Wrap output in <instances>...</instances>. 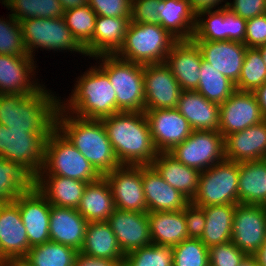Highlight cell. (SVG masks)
Listing matches in <instances>:
<instances>
[{"mask_svg":"<svg viewBox=\"0 0 266 266\" xmlns=\"http://www.w3.org/2000/svg\"><path fill=\"white\" fill-rule=\"evenodd\" d=\"M120 165H151L157 157L145 112H119L101 119Z\"/></svg>","mask_w":266,"mask_h":266,"instance_id":"cell-1","label":"cell"},{"mask_svg":"<svg viewBox=\"0 0 266 266\" xmlns=\"http://www.w3.org/2000/svg\"><path fill=\"white\" fill-rule=\"evenodd\" d=\"M46 87L29 95L0 94V124L29 133H51L60 96Z\"/></svg>","mask_w":266,"mask_h":266,"instance_id":"cell-2","label":"cell"},{"mask_svg":"<svg viewBox=\"0 0 266 266\" xmlns=\"http://www.w3.org/2000/svg\"><path fill=\"white\" fill-rule=\"evenodd\" d=\"M56 128L101 176L120 166L102 120L79 118L59 107Z\"/></svg>","mask_w":266,"mask_h":266,"instance_id":"cell-3","label":"cell"},{"mask_svg":"<svg viewBox=\"0 0 266 266\" xmlns=\"http://www.w3.org/2000/svg\"><path fill=\"white\" fill-rule=\"evenodd\" d=\"M76 79L68 98L61 100L60 97L59 105L64 112L96 120L118 113L115 90L97 65H91Z\"/></svg>","mask_w":266,"mask_h":266,"instance_id":"cell-4","label":"cell"},{"mask_svg":"<svg viewBox=\"0 0 266 266\" xmlns=\"http://www.w3.org/2000/svg\"><path fill=\"white\" fill-rule=\"evenodd\" d=\"M178 41L160 24L130 22L118 58L141 65L165 63Z\"/></svg>","mask_w":266,"mask_h":266,"instance_id":"cell-5","label":"cell"},{"mask_svg":"<svg viewBox=\"0 0 266 266\" xmlns=\"http://www.w3.org/2000/svg\"><path fill=\"white\" fill-rule=\"evenodd\" d=\"M98 67L108 76L116 93L119 112H144L143 65L118 58L116 55H99Z\"/></svg>","mask_w":266,"mask_h":266,"instance_id":"cell-6","label":"cell"},{"mask_svg":"<svg viewBox=\"0 0 266 266\" xmlns=\"http://www.w3.org/2000/svg\"><path fill=\"white\" fill-rule=\"evenodd\" d=\"M38 175H58L86 183L101 177L57 128L46 138L43 169Z\"/></svg>","mask_w":266,"mask_h":266,"instance_id":"cell-7","label":"cell"},{"mask_svg":"<svg viewBox=\"0 0 266 266\" xmlns=\"http://www.w3.org/2000/svg\"><path fill=\"white\" fill-rule=\"evenodd\" d=\"M22 39L28 54L35 58L36 51H61L87 56L84 48L72 35L64 18H31L19 21ZM37 48V49H36ZM36 49V50H35Z\"/></svg>","mask_w":266,"mask_h":266,"instance_id":"cell-8","label":"cell"},{"mask_svg":"<svg viewBox=\"0 0 266 266\" xmlns=\"http://www.w3.org/2000/svg\"><path fill=\"white\" fill-rule=\"evenodd\" d=\"M239 163L224 160L200 173L192 203L200 206L239 204Z\"/></svg>","mask_w":266,"mask_h":266,"instance_id":"cell-9","label":"cell"},{"mask_svg":"<svg viewBox=\"0 0 266 266\" xmlns=\"http://www.w3.org/2000/svg\"><path fill=\"white\" fill-rule=\"evenodd\" d=\"M50 133H29L0 124V157L18 163L33 178L43 169L46 138Z\"/></svg>","mask_w":266,"mask_h":266,"instance_id":"cell-10","label":"cell"},{"mask_svg":"<svg viewBox=\"0 0 266 266\" xmlns=\"http://www.w3.org/2000/svg\"><path fill=\"white\" fill-rule=\"evenodd\" d=\"M168 153L182 164L202 172L225 160L224 137L214 130H193Z\"/></svg>","mask_w":266,"mask_h":266,"instance_id":"cell-11","label":"cell"},{"mask_svg":"<svg viewBox=\"0 0 266 266\" xmlns=\"http://www.w3.org/2000/svg\"><path fill=\"white\" fill-rule=\"evenodd\" d=\"M266 238V206L237 204L231 241L246 255H254Z\"/></svg>","mask_w":266,"mask_h":266,"instance_id":"cell-12","label":"cell"},{"mask_svg":"<svg viewBox=\"0 0 266 266\" xmlns=\"http://www.w3.org/2000/svg\"><path fill=\"white\" fill-rule=\"evenodd\" d=\"M36 63L30 55L0 54V94L29 95L38 92L45 83L36 78L38 74L35 73L39 72Z\"/></svg>","mask_w":266,"mask_h":266,"instance_id":"cell-13","label":"cell"},{"mask_svg":"<svg viewBox=\"0 0 266 266\" xmlns=\"http://www.w3.org/2000/svg\"><path fill=\"white\" fill-rule=\"evenodd\" d=\"M153 144L158 152H169L193 132L187 119L176 109H145Z\"/></svg>","mask_w":266,"mask_h":266,"instance_id":"cell-14","label":"cell"},{"mask_svg":"<svg viewBox=\"0 0 266 266\" xmlns=\"http://www.w3.org/2000/svg\"><path fill=\"white\" fill-rule=\"evenodd\" d=\"M117 209L148 212L142 184V166L120 165L104 175Z\"/></svg>","mask_w":266,"mask_h":266,"instance_id":"cell-15","label":"cell"},{"mask_svg":"<svg viewBox=\"0 0 266 266\" xmlns=\"http://www.w3.org/2000/svg\"><path fill=\"white\" fill-rule=\"evenodd\" d=\"M13 202L19 207L29 246L33 247L49 242L51 204L46 197L33 185Z\"/></svg>","mask_w":266,"mask_h":266,"instance_id":"cell-16","label":"cell"},{"mask_svg":"<svg viewBox=\"0 0 266 266\" xmlns=\"http://www.w3.org/2000/svg\"><path fill=\"white\" fill-rule=\"evenodd\" d=\"M219 107L218 132L223 137L242 131L265 120L253 92L236 89Z\"/></svg>","mask_w":266,"mask_h":266,"instance_id":"cell-17","label":"cell"},{"mask_svg":"<svg viewBox=\"0 0 266 266\" xmlns=\"http://www.w3.org/2000/svg\"><path fill=\"white\" fill-rule=\"evenodd\" d=\"M145 109H172L182 92L165 63L143 65Z\"/></svg>","mask_w":266,"mask_h":266,"instance_id":"cell-18","label":"cell"},{"mask_svg":"<svg viewBox=\"0 0 266 266\" xmlns=\"http://www.w3.org/2000/svg\"><path fill=\"white\" fill-rule=\"evenodd\" d=\"M125 254L152 244L147 212L115 209L107 220Z\"/></svg>","mask_w":266,"mask_h":266,"instance_id":"cell-19","label":"cell"},{"mask_svg":"<svg viewBox=\"0 0 266 266\" xmlns=\"http://www.w3.org/2000/svg\"><path fill=\"white\" fill-rule=\"evenodd\" d=\"M30 248L19 207L14 202L0 204L1 256L7 262L23 259Z\"/></svg>","mask_w":266,"mask_h":266,"instance_id":"cell-20","label":"cell"},{"mask_svg":"<svg viewBox=\"0 0 266 266\" xmlns=\"http://www.w3.org/2000/svg\"><path fill=\"white\" fill-rule=\"evenodd\" d=\"M204 61L234 84L238 82L247 47L236 41H194Z\"/></svg>","mask_w":266,"mask_h":266,"instance_id":"cell-21","label":"cell"},{"mask_svg":"<svg viewBox=\"0 0 266 266\" xmlns=\"http://www.w3.org/2000/svg\"><path fill=\"white\" fill-rule=\"evenodd\" d=\"M202 54L191 40H178L169 51L165 64L180 84L182 90H196L200 79Z\"/></svg>","mask_w":266,"mask_h":266,"instance_id":"cell-22","label":"cell"},{"mask_svg":"<svg viewBox=\"0 0 266 266\" xmlns=\"http://www.w3.org/2000/svg\"><path fill=\"white\" fill-rule=\"evenodd\" d=\"M225 159L245 162L266 159V119L224 137Z\"/></svg>","mask_w":266,"mask_h":266,"instance_id":"cell-23","label":"cell"},{"mask_svg":"<svg viewBox=\"0 0 266 266\" xmlns=\"http://www.w3.org/2000/svg\"><path fill=\"white\" fill-rule=\"evenodd\" d=\"M142 184L148 212L181 211L190 202L170 186L152 165L142 166Z\"/></svg>","mask_w":266,"mask_h":266,"instance_id":"cell-24","label":"cell"},{"mask_svg":"<svg viewBox=\"0 0 266 266\" xmlns=\"http://www.w3.org/2000/svg\"><path fill=\"white\" fill-rule=\"evenodd\" d=\"M88 222L77 209L51 205L50 241L68 245L80 251Z\"/></svg>","mask_w":266,"mask_h":266,"instance_id":"cell-25","label":"cell"},{"mask_svg":"<svg viewBox=\"0 0 266 266\" xmlns=\"http://www.w3.org/2000/svg\"><path fill=\"white\" fill-rule=\"evenodd\" d=\"M176 109L187 119L193 130L218 131L219 104L208 101L196 90H182Z\"/></svg>","mask_w":266,"mask_h":266,"instance_id":"cell-26","label":"cell"},{"mask_svg":"<svg viewBox=\"0 0 266 266\" xmlns=\"http://www.w3.org/2000/svg\"><path fill=\"white\" fill-rule=\"evenodd\" d=\"M34 185L51 205L77 209L87 183L58 175H37Z\"/></svg>","mask_w":266,"mask_h":266,"instance_id":"cell-27","label":"cell"},{"mask_svg":"<svg viewBox=\"0 0 266 266\" xmlns=\"http://www.w3.org/2000/svg\"><path fill=\"white\" fill-rule=\"evenodd\" d=\"M151 165L170 186L192 201L198 191L199 170L182 164L168 152H158Z\"/></svg>","mask_w":266,"mask_h":266,"instance_id":"cell-28","label":"cell"},{"mask_svg":"<svg viewBox=\"0 0 266 266\" xmlns=\"http://www.w3.org/2000/svg\"><path fill=\"white\" fill-rule=\"evenodd\" d=\"M159 24L178 40H191L194 36L197 14L189 0H160Z\"/></svg>","mask_w":266,"mask_h":266,"instance_id":"cell-29","label":"cell"},{"mask_svg":"<svg viewBox=\"0 0 266 266\" xmlns=\"http://www.w3.org/2000/svg\"><path fill=\"white\" fill-rule=\"evenodd\" d=\"M131 17L96 16L92 35V58L115 55L122 47Z\"/></svg>","mask_w":266,"mask_h":266,"instance_id":"cell-30","label":"cell"},{"mask_svg":"<svg viewBox=\"0 0 266 266\" xmlns=\"http://www.w3.org/2000/svg\"><path fill=\"white\" fill-rule=\"evenodd\" d=\"M115 209L112 191L104 176L87 183L77 211L88 223L107 221Z\"/></svg>","mask_w":266,"mask_h":266,"instance_id":"cell-31","label":"cell"},{"mask_svg":"<svg viewBox=\"0 0 266 266\" xmlns=\"http://www.w3.org/2000/svg\"><path fill=\"white\" fill-rule=\"evenodd\" d=\"M152 244L174 247L188 239L184 209L147 212Z\"/></svg>","mask_w":266,"mask_h":266,"instance_id":"cell-32","label":"cell"},{"mask_svg":"<svg viewBox=\"0 0 266 266\" xmlns=\"http://www.w3.org/2000/svg\"><path fill=\"white\" fill-rule=\"evenodd\" d=\"M238 201L266 206V159L239 162Z\"/></svg>","mask_w":266,"mask_h":266,"instance_id":"cell-33","label":"cell"},{"mask_svg":"<svg viewBox=\"0 0 266 266\" xmlns=\"http://www.w3.org/2000/svg\"><path fill=\"white\" fill-rule=\"evenodd\" d=\"M80 252L91 257L116 260L121 265L125 257L107 221L88 223Z\"/></svg>","mask_w":266,"mask_h":266,"instance_id":"cell-34","label":"cell"},{"mask_svg":"<svg viewBox=\"0 0 266 266\" xmlns=\"http://www.w3.org/2000/svg\"><path fill=\"white\" fill-rule=\"evenodd\" d=\"M236 205L227 204L203 207L206 224L200 240L208 248L231 241Z\"/></svg>","mask_w":266,"mask_h":266,"instance_id":"cell-35","label":"cell"},{"mask_svg":"<svg viewBox=\"0 0 266 266\" xmlns=\"http://www.w3.org/2000/svg\"><path fill=\"white\" fill-rule=\"evenodd\" d=\"M34 185V178L18 163L0 157V204H8Z\"/></svg>","mask_w":266,"mask_h":266,"instance_id":"cell-36","label":"cell"},{"mask_svg":"<svg viewBox=\"0 0 266 266\" xmlns=\"http://www.w3.org/2000/svg\"><path fill=\"white\" fill-rule=\"evenodd\" d=\"M77 250L52 241L33 246L23 260L30 266H74Z\"/></svg>","mask_w":266,"mask_h":266,"instance_id":"cell-37","label":"cell"},{"mask_svg":"<svg viewBox=\"0 0 266 266\" xmlns=\"http://www.w3.org/2000/svg\"><path fill=\"white\" fill-rule=\"evenodd\" d=\"M97 14L87 4L64 12V21L72 35L84 48L89 59L92 57V35L95 31Z\"/></svg>","mask_w":266,"mask_h":266,"instance_id":"cell-38","label":"cell"},{"mask_svg":"<svg viewBox=\"0 0 266 266\" xmlns=\"http://www.w3.org/2000/svg\"><path fill=\"white\" fill-rule=\"evenodd\" d=\"M18 21L31 18H61L65 12L59 0H0Z\"/></svg>","mask_w":266,"mask_h":266,"instance_id":"cell-39","label":"cell"},{"mask_svg":"<svg viewBox=\"0 0 266 266\" xmlns=\"http://www.w3.org/2000/svg\"><path fill=\"white\" fill-rule=\"evenodd\" d=\"M236 90L235 84L202 59L200 79L196 89L208 101L224 103Z\"/></svg>","mask_w":266,"mask_h":266,"instance_id":"cell-40","label":"cell"},{"mask_svg":"<svg viewBox=\"0 0 266 266\" xmlns=\"http://www.w3.org/2000/svg\"><path fill=\"white\" fill-rule=\"evenodd\" d=\"M266 82V65L257 48H247L242 70L235 88L254 92Z\"/></svg>","mask_w":266,"mask_h":266,"instance_id":"cell-41","label":"cell"},{"mask_svg":"<svg viewBox=\"0 0 266 266\" xmlns=\"http://www.w3.org/2000/svg\"><path fill=\"white\" fill-rule=\"evenodd\" d=\"M122 266H173L171 246L150 244L125 254Z\"/></svg>","mask_w":266,"mask_h":266,"instance_id":"cell-42","label":"cell"},{"mask_svg":"<svg viewBox=\"0 0 266 266\" xmlns=\"http://www.w3.org/2000/svg\"><path fill=\"white\" fill-rule=\"evenodd\" d=\"M224 8L197 14L193 41H225Z\"/></svg>","mask_w":266,"mask_h":266,"instance_id":"cell-43","label":"cell"},{"mask_svg":"<svg viewBox=\"0 0 266 266\" xmlns=\"http://www.w3.org/2000/svg\"><path fill=\"white\" fill-rule=\"evenodd\" d=\"M173 266H210L208 247L200 240L188 238L172 247Z\"/></svg>","mask_w":266,"mask_h":266,"instance_id":"cell-44","label":"cell"},{"mask_svg":"<svg viewBox=\"0 0 266 266\" xmlns=\"http://www.w3.org/2000/svg\"><path fill=\"white\" fill-rule=\"evenodd\" d=\"M7 18H0V54L12 56L29 55L24 46L19 21L11 14Z\"/></svg>","mask_w":266,"mask_h":266,"instance_id":"cell-45","label":"cell"},{"mask_svg":"<svg viewBox=\"0 0 266 266\" xmlns=\"http://www.w3.org/2000/svg\"><path fill=\"white\" fill-rule=\"evenodd\" d=\"M210 266H239L246 254L232 241L208 248Z\"/></svg>","mask_w":266,"mask_h":266,"instance_id":"cell-46","label":"cell"},{"mask_svg":"<svg viewBox=\"0 0 266 266\" xmlns=\"http://www.w3.org/2000/svg\"><path fill=\"white\" fill-rule=\"evenodd\" d=\"M88 5L100 16L131 17L132 0H88Z\"/></svg>","mask_w":266,"mask_h":266,"instance_id":"cell-47","label":"cell"},{"mask_svg":"<svg viewBox=\"0 0 266 266\" xmlns=\"http://www.w3.org/2000/svg\"><path fill=\"white\" fill-rule=\"evenodd\" d=\"M160 0H132L131 21L135 23L159 24Z\"/></svg>","mask_w":266,"mask_h":266,"instance_id":"cell-48","label":"cell"},{"mask_svg":"<svg viewBox=\"0 0 266 266\" xmlns=\"http://www.w3.org/2000/svg\"><path fill=\"white\" fill-rule=\"evenodd\" d=\"M184 216L188 237L201 239L206 224L203 207L197 206L190 201L184 208Z\"/></svg>","mask_w":266,"mask_h":266,"instance_id":"cell-49","label":"cell"},{"mask_svg":"<svg viewBox=\"0 0 266 266\" xmlns=\"http://www.w3.org/2000/svg\"><path fill=\"white\" fill-rule=\"evenodd\" d=\"M266 44V13L247 20L244 45L257 48Z\"/></svg>","mask_w":266,"mask_h":266,"instance_id":"cell-50","label":"cell"},{"mask_svg":"<svg viewBox=\"0 0 266 266\" xmlns=\"http://www.w3.org/2000/svg\"><path fill=\"white\" fill-rule=\"evenodd\" d=\"M225 40L244 44L247 20L224 8Z\"/></svg>","mask_w":266,"mask_h":266,"instance_id":"cell-51","label":"cell"},{"mask_svg":"<svg viewBox=\"0 0 266 266\" xmlns=\"http://www.w3.org/2000/svg\"><path fill=\"white\" fill-rule=\"evenodd\" d=\"M227 8L243 19L249 20L266 13V0H233L228 2Z\"/></svg>","mask_w":266,"mask_h":266,"instance_id":"cell-52","label":"cell"},{"mask_svg":"<svg viewBox=\"0 0 266 266\" xmlns=\"http://www.w3.org/2000/svg\"><path fill=\"white\" fill-rule=\"evenodd\" d=\"M74 266H122V265L116 260L91 257L78 251L75 257Z\"/></svg>","mask_w":266,"mask_h":266,"instance_id":"cell-53","label":"cell"},{"mask_svg":"<svg viewBox=\"0 0 266 266\" xmlns=\"http://www.w3.org/2000/svg\"><path fill=\"white\" fill-rule=\"evenodd\" d=\"M228 2L229 1L227 0H189V4L196 14H198L201 11H205V10H215V9L226 8Z\"/></svg>","mask_w":266,"mask_h":266,"instance_id":"cell-54","label":"cell"},{"mask_svg":"<svg viewBox=\"0 0 266 266\" xmlns=\"http://www.w3.org/2000/svg\"><path fill=\"white\" fill-rule=\"evenodd\" d=\"M253 93L260 106L262 116L264 117V119H266V82L258 89H256Z\"/></svg>","mask_w":266,"mask_h":266,"instance_id":"cell-55","label":"cell"},{"mask_svg":"<svg viewBox=\"0 0 266 266\" xmlns=\"http://www.w3.org/2000/svg\"><path fill=\"white\" fill-rule=\"evenodd\" d=\"M64 10L85 6L88 4V0H59Z\"/></svg>","mask_w":266,"mask_h":266,"instance_id":"cell-56","label":"cell"},{"mask_svg":"<svg viewBox=\"0 0 266 266\" xmlns=\"http://www.w3.org/2000/svg\"><path fill=\"white\" fill-rule=\"evenodd\" d=\"M254 256L257 259L259 266H266V238Z\"/></svg>","mask_w":266,"mask_h":266,"instance_id":"cell-57","label":"cell"},{"mask_svg":"<svg viewBox=\"0 0 266 266\" xmlns=\"http://www.w3.org/2000/svg\"><path fill=\"white\" fill-rule=\"evenodd\" d=\"M239 266H259L254 255H246Z\"/></svg>","mask_w":266,"mask_h":266,"instance_id":"cell-58","label":"cell"},{"mask_svg":"<svg viewBox=\"0 0 266 266\" xmlns=\"http://www.w3.org/2000/svg\"><path fill=\"white\" fill-rule=\"evenodd\" d=\"M7 266H30L23 259H16L12 261H8Z\"/></svg>","mask_w":266,"mask_h":266,"instance_id":"cell-59","label":"cell"},{"mask_svg":"<svg viewBox=\"0 0 266 266\" xmlns=\"http://www.w3.org/2000/svg\"><path fill=\"white\" fill-rule=\"evenodd\" d=\"M257 49L261 53L263 60H264V63L266 65V44L257 47Z\"/></svg>","mask_w":266,"mask_h":266,"instance_id":"cell-60","label":"cell"},{"mask_svg":"<svg viewBox=\"0 0 266 266\" xmlns=\"http://www.w3.org/2000/svg\"><path fill=\"white\" fill-rule=\"evenodd\" d=\"M7 264V261L1 256L0 253V266H5Z\"/></svg>","mask_w":266,"mask_h":266,"instance_id":"cell-61","label":"cell"}]
</instances>
